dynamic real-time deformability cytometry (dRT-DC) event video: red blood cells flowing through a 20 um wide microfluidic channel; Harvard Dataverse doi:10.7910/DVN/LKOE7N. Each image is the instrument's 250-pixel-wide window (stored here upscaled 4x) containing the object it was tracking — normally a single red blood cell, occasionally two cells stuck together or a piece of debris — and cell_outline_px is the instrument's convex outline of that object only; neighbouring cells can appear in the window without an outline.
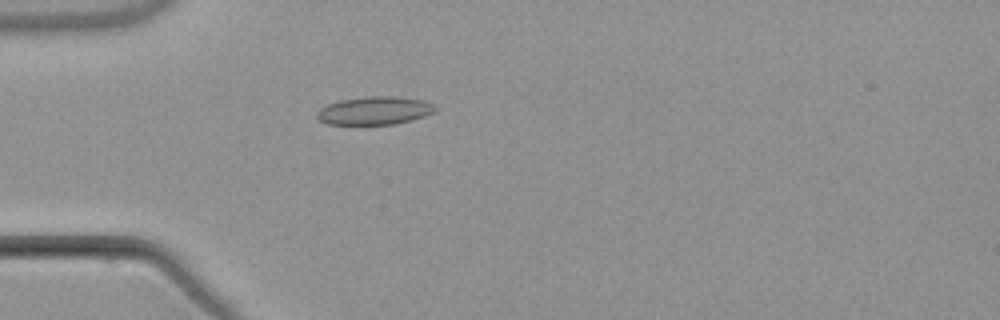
{"species": "common noctule bat (a hibernating species)", "species_latin": "Nyctalus noctula", "temperature_condition": "warm", "stored_images_in_passage": 4, "camera_frame_rate_fps": 3000, "um_per_image_px": 0.085, "animal": {"sex": "male", "body_mass_g": 21.5, "forearm_length_mm": 52.0}, "frame": {"image": 1, "passage_image": 4, "time_ms": 4.667, "image_size_px": [1000, 320], "cell_outline_px": [[436, 108], [432, 112], [424, 116], [412, 120], [392, 124], [328, 124], [320, 120], [316, 116], [316, 112], [320, 108], [328, 104], [340, 100], [368, 96], [396, 96], [420, 100], [432, 104]], "centroid_in_image_um": [31.8, 9.4], "position_along_channel_um": 53.2, "area_um2": 19.13}}